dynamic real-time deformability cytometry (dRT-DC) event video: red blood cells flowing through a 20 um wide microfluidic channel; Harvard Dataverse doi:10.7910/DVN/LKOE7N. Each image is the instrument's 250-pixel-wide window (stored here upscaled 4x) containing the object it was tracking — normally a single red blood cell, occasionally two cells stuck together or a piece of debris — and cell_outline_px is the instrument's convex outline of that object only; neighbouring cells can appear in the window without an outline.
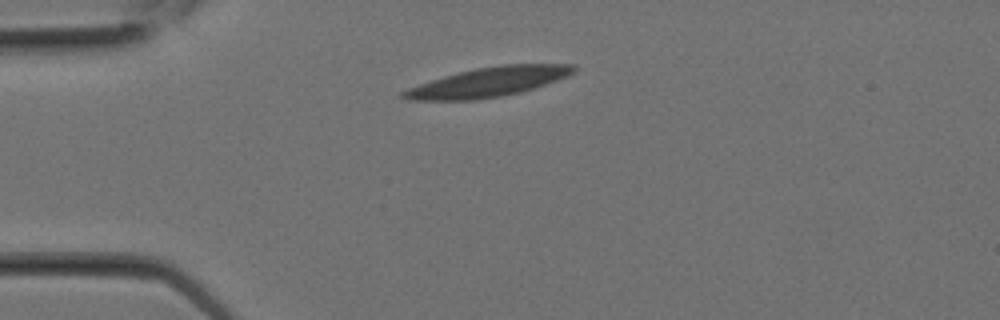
{"species": "Egyptian fruit bat (a non-hibernating species)", "species_latin": "Rousettus aegyptiacus", "temperature_condition": "room temperature", "stored_images_in_passage": 1, "camera_frame_rate_fps": 3000, "um_per_image_px": 0.085, "animal": {"sex": "female"}, "frame": {"image": 1, "passage_image": 1, "time_ms": 0.0, "image_size_px": [1000, 320], "cell_outline_px": [[576, 72], [568, 76], [536, 88], [520, 92], [500, 96], [476, 100], [408, 100], [400, 96], [400, 92], [408, 88], [444, 76], [476, 68], [504, 64], [576, 64]], "centroid_in_image_um": [41.55, 6.97], "position_along_channel_um": 43.4, "area_um2": 29.19}}